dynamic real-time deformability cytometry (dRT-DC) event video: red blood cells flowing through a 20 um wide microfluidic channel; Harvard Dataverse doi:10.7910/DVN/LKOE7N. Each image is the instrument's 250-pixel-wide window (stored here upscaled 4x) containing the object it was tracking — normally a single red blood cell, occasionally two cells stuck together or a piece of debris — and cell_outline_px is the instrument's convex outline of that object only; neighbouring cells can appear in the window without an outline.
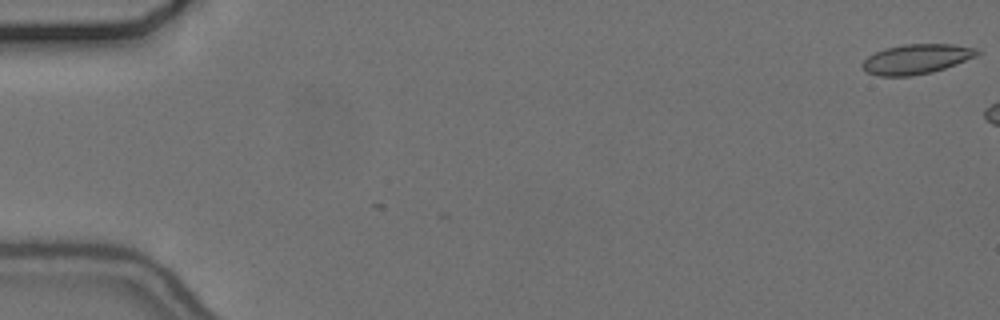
{"species": "common noctule bat (a hibernating species)", "species_latin": "Nyctalus noctula", "temperature_condition": "cold", "stored_images_in_passage": 10, "camera_frame_rate_fps": 3000, "um_per_image_px": 0.085, "animal": {"sex": "female", "body_mass_g": 24.6, "forearm_length_mm": 56.2}, "frame": {"image": 1, "passage_image": 1, "time_ms": 0.0, "image_size_px": [1000, 320], "cell_outline_px": [[980, 52], [976, 56], [956, 64], [932, 72], [912, 76], [880, 76], [868, 72], [860, 64], [868, 56], [884, 48], [904, 44], [952, 44], [976, 48]], "centroid_in_image_um": [77.89, 5.01], "position_along_channel_um": 7.1, "area_um2": 19.83}}